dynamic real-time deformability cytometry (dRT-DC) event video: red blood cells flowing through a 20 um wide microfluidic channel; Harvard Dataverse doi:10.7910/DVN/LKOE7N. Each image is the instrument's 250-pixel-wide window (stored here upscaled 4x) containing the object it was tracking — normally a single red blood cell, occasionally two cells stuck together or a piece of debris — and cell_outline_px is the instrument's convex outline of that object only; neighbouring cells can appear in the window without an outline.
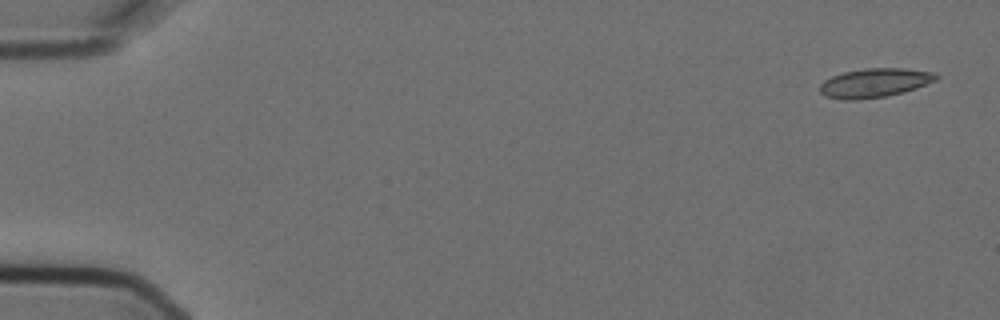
{"species": "Egyptian fruit bat (a non-hibernating species)", "species_latin": "Rousettus aegyptiacus", "temperature_condition": "cold", "stored_images_in_passage": 6, "camera_frame_rate_fps": 3000, "um_per_image_px": 0.085, "animal": {"sex": "female"}, "frame": {"image": 1, "passage_image": 1, "time_ms": 0.0, "image_size_px": [1000, 320], "cell_outline_px": [[940, 76], [936, 80], [916, 88], [904, 92], [884, 96], [856, 100], [844, 100], [824, 96], [820, 92], [820, 84], [824, 80], [832, 76], [844, 72], [864, 68], [904, 68], [932, 72]], "centroid_in_image_um": [74.32, 7.04], "position_along_channel_um": 10.7, "area_um2": 19.65}}